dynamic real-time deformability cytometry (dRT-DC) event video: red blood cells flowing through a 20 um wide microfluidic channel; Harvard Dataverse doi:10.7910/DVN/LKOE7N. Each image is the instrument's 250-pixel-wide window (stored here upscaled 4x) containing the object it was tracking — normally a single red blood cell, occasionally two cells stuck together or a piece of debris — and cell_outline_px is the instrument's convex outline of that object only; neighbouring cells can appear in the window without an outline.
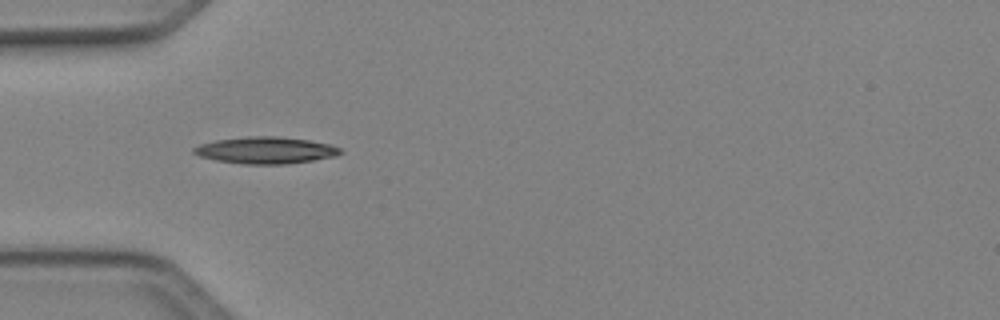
{"species": "Egyptian fruit bat (a non-hibernating species)", "species_latin": "Rousettus aegyptiacus", "temperature_condition": "cold", "stored_images_in_passage": 21, "camera_frame_rate_fps": 3000, "um_per_image_px": 0.085, "animal": {"sex": "female"}, "frame": {"image": 1, "passage_image": 1, "time_ms": 0.0, "image_size_px": [1000, 320], "cell_outline_px": [[344, 152], [336, 156], [312, 160], [284, 164], [244, 164], [216, 160], [200, 156], [192, 152], [192, 148], [200, 144], [216, 140], [248, 136], [276, 136], [308, 140], [332, 144], [340, 148]], "centroid_in_image_um": [22.6, 12.77], "position_along_channel_um": 62.4, "area_um2": 22.83}}